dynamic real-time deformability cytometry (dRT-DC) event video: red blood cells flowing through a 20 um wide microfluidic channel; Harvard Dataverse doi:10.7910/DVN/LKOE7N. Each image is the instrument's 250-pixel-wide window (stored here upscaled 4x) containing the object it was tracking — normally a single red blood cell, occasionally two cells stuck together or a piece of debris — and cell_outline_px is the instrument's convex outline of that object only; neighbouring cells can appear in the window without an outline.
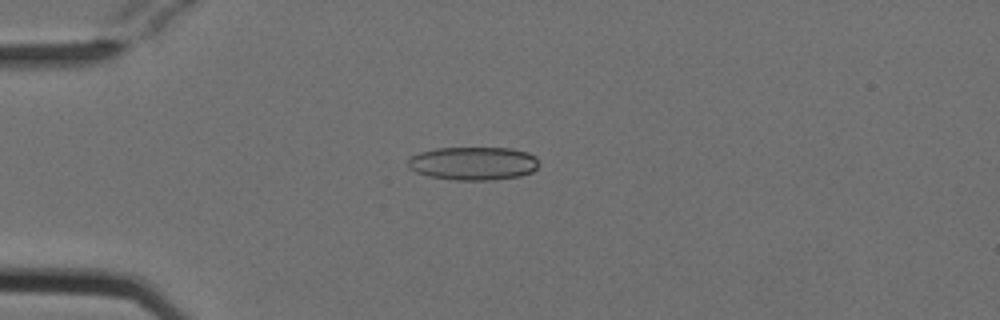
{"species": "Egyptian fruit bat (a non-hibernating species)", "species_latin": "Rousettus aegyptiacus", "temperature_condition": "cold", "stored_images_in_passage": 51, "camera_frame_rate_fps": 3000, "um_per_image_px": 0.085, "animal": {"sex": "female"}, "frame": {"image": 1, "passage_image": 12, "time_ms": 3.667, "image_size_px": [1000, 320], "cell_outline_px": [[536, 168], [532, 172], [520, 176], [492, 180], [456, 180], [432, 176], [416, 172], [408, 168], [408, 160], [412, 156], [420, 152], [436, 148], [512, 148], [528, 152], [536, 156]], "centroid_in_image_um": [40.23, 13.88], "position_along_channel_um": 44.8, "area_um2": 25.32}}
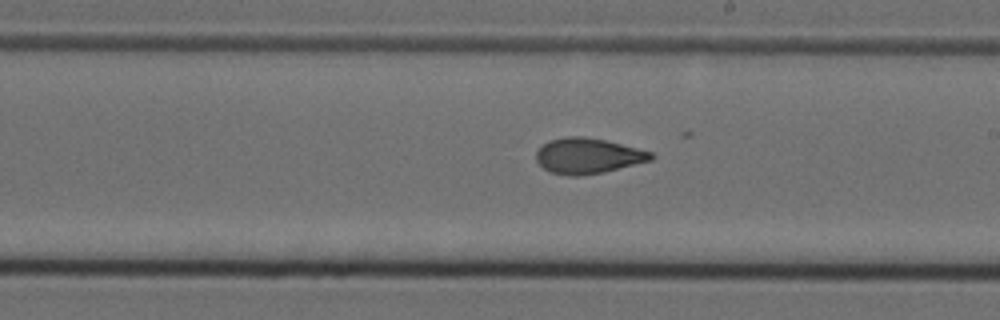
{"frame": {"image": 2, "passage_image": 29, "time_ms": 9.333, "image_size_px": [1000, 320], "cell_outline_px": [[656, 156], [652, 160], [604, 172], [580, 176], [568, 176], [552, 172], [544, 168], [536, 160], [536, 152], [548, 140], [568, 136], [580, 136], [604, 140], [652, 152]], "centroid_in_image_um": [49.97, 13.25], "position_along_channel_um": 239.0, "area_um2": 23.58}}
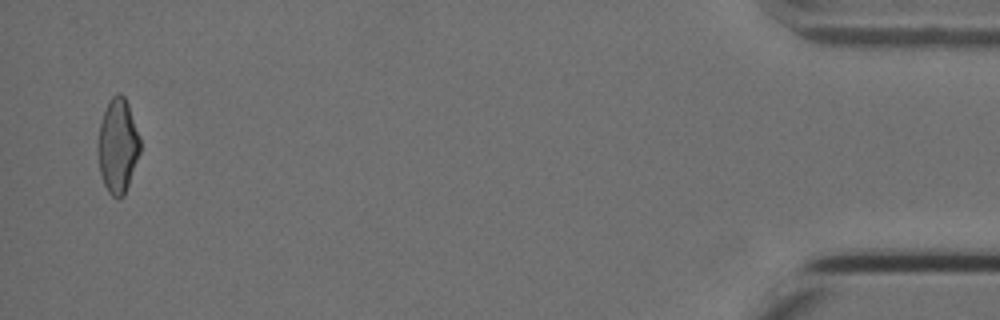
{"frame": {"image": 3, "passage_image": 50, "time_ms": 16.333, "image_size_px": [1000, 320], "cell_outline_px": [[140, 152], [124, 196], [112, 196], [108, 192], [104, 184], [100, 172], [96, 148], [96, 144], [100, 124], [108, 100], [112, 96], [120, 92], [124, 96], [128, 104], [140, 136]], "centroid_in_image_um": [9.99, 12.37], "position_along_channel_um": 425.2, "area_um2": 23.29}, "authors_computed_cell_mechanics": {"area_um2": 23.7558, "velocity_mm_per_s": 3.8123, "shape_relaxation_time_tau1_ms": 6.1844, "shape_relaxation_time_tau2_ms": 1.8758, "deformation_change_tau1": 0.1636, "deformation_change_tau2": 0.077}}